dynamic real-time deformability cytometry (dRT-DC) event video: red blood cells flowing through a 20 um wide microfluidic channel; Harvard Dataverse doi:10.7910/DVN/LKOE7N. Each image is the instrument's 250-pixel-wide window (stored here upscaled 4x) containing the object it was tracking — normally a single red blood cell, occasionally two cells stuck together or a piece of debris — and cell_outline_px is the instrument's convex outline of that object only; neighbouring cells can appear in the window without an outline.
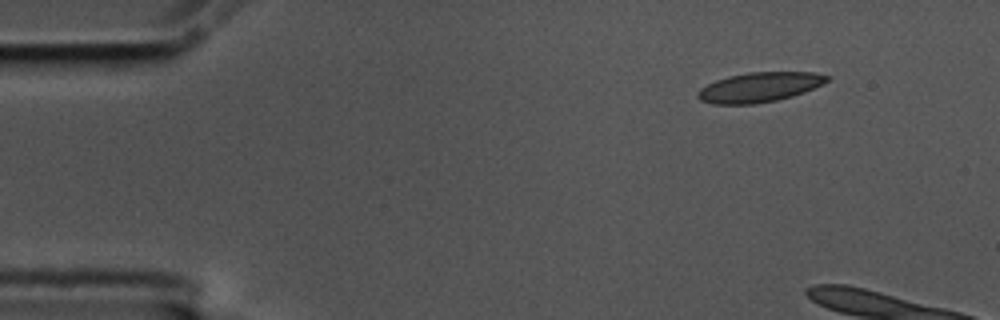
{"species": "common noctule bat (a hibernating species)", "species_latin": "Nyctalus noctula", "temperature_condition": "cold", "stored_images_in_passage": 2, "camera_frame_rate_fps": 3000, "um_per_image_px": 0.085, "animal": {"sex": "male", "body_mass_g": 17.5, "forearm_length_mm": 52.3}, "frame": {"image": 1, "passage_image": 2, "time_ms": 0.333, "image_size_px": [1000, 320], "cell_outline_px": [[832, 76], [828, 80], [804, 92], [792, 96], [776, 100], [756, 104], [712, 104], [700, 100], [696, 96], [696, 92], [700, 88], [716, 80], [728, 76], [748, 72], [816, 72]], "centroid_in_image_um": [64.52, 7.41], "position_along_channel_um": 20.5, "area_um2": 22.43}}